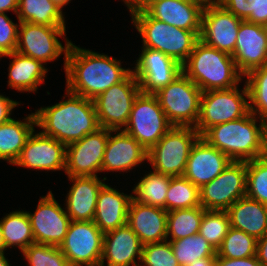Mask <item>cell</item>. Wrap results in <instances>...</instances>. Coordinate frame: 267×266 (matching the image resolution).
Masks as SVG:
<instances>
[{
  "mask_svg": "<svg viewBox=\"0 0 267 266\" xmlns=\"http://www.w3.org/2000/svg\"><path fill=\"white\" fill-rule=\"evenodd\" d=\"M4 254L5 253H0V266H11Z\"/></svg>",
  "mask_w": 267,
  "mask_h": 266,
  "instance_id": "54",
  "label": "cell"
},
{
  "mask_svg": "<svg viewBox=\"0 0 267 266\" xmlns=\"http://www.w3.org/2000/svg\"><path fill=\"white\" fill-rule=\"evenodd\" d=\"M182 71L202 92L233 88L244 78L232 55L210 47L201 40L182 65Z\"/></svg>",
  "mask_w": 267,
  "mask_h": 266,
  "instance_id": "3",
  "label": "cell"
},
{
  "mask_svg": "<svg viewBox=\"0 0 267 266\" xmlns=\"http://www.w3.org/2000/svg\"><path fill=\"white\" fill-rule=\"evenodd\" d=\"M205 3H212V2H218V0H202Z\"/></svg>",
  "mask_w": 267,
  "mask_h": 266,
  "instance_id": "55",
  "label": "cell"
},
{
  "mask_svg": "<svg viewBox=\"0 0 267 266\" xmlns=\"http://www.w3.org/2000/svg\"><path fill=\"white\" fill-rule=\"evenodd\" d=\"M2 57L13 59L8 67V87L21 93H36L38 86L44 83L46 73H48L45 65L17 51Z\"/></svg>",
  "mask_w": 267,
  "mask_h": 266,
  "instance_id": "27",
  "label": "cell"
},
{
  "mask_svg": "<svg viewBox=\"0 0 267 266\" xmlns=\"http://www.w3.org/2000/svg\"><path fill=\"white\" fill-rule=\"evenodd\" d=\"M144 48L160 51L181 65L188 59L201 32L188 31L152 18L145 10H129Z\"/></svg>",
  "mask_w": 267,
  "mask_h": 266,
  "instance_id": "5",
  "label": "cell"
},
{
  "mask_svg": "<svg viewBox=\"0 0 267 266\" xmlns=\"http://www.w3.org/2000/svg\"><path fill=\"white\" fill-rule=\"evenodd\" d=\"M201 89L183 72L154 95L173 126L194 127L200 116Z\"/></svg>",
  "mask_w": 267,
  "mask_h": 266,
  "instance_id": "7",
  "label": "cell"
},
{
  "mask_svg": "<svg viewBox=\"0 0 267 266\" xmlns=\"http://www.w3.org/2000/svg\"><path fill=\"white\" fill-rule=\"evenodd\" d=\"M124 2V4L127 6L128 5V1L127 0H122Z\"/></svg>",
  "mask_w": 267,
  "mask_h": 266,
  "instance_id": "57",
  "label": "cell"
},
{
  "mask_svg": "<svg viewBox=\"0 0 267 266\" xmlns=\"http://www.w3.org/2000/svg\"><path fill=\"white\" fill-rule=\"evenodd\" d=\"M202 0H158L144 10L152 17L171 26L201 32Z\"/></svg>",
  "mask_w": 267,
  "mask_h": 266,
  "instance_id": "22",
  "label": "cell"
},
{
  "mask_svg": "<svg viewBox=\"0 0 267 266\" xmlns=\"http://www.w3.org/2000/svg\"><path fill=\"white\" fill-rule=\"evenodd\" d=\"M109 129L98 128L81 140L66 145L65 175L68 177L95 176L102 172V161Z\"/></svg>",
  "mask_w": 267,
  "mask_h": 266,
  "instance_id": "14",
  "label": "cell"
},
{
  "mask_svg": "<svg viewBox=\"0 0 267 266\" xmlns=\"http://www.w3.org/2000/svg\"><path fill=\"white\" fill-rule=\"evenodd\" d=\"M132 199L133 194L121 193L104 184L97 196L93 222L103 233L126 225Z\"/></svg>",
  "mask_w": 267,
  "mask_h": 266,
  "instance_id": "26",
  "label": "cell"
},
{
  "mask_svg": "<svg viewBox=\"0 0 267 266\" xmlns=\"http://www.w3.org/2000/svg\"><path fill=\"white\" fill-rule=\"evenodd\" d=\"M267 22V0H257V24Z\"/></svg>",
  "mask_w": 267,
  "mask_h": 266,
  "instance_id": "47",
  "label": "cell"
},
{
  "mask_svg": "<svg viewBox=\"0 0 267 266\" xmlns=\"http://www.w3.org/2000/svg\"><path fill=\"white\" fill-rule=\"evenodd\" d=\"M200 134L194 127L173 126L149 151L153 171L170 177L184 175L190 150Z\"/></svg>",
  "mask_w": 267,
  "mask_h": 266,
  "instance_id": "6",
  "label": "cell"
},
{
  "mask_svg": "<svg viewBox=\"0 0 267 266\" xmlns=\"http://www.w3.org/2000/svg\"><path fill=\"white\" fill-rule=\"evenodd\" d=\"M66 95L52 106L35 111L36 126L41 132L68 145L95 132L99 127L93 100L73 94Z\"/></svg>",
  "mask_w": 267,
  "mask_h": 266,
  "instance_id": "2",
  "label": "cell"
},
{
  "mask_svg": "<svg viewBox=\"0 0 267 266\" xmlns=\"http://www.w3.org/2000/svg\"><path fill=\"white\" fill-rule=\"evenodd\" d=\"M142 248L139 237L127 224L108 231L104 233L100 266H105V261L107 266H139Z\"/></svg>",
  "mask_w": 267,
  "mask_h": 266,
  "instance_id": "23",
  "label": "cell"
},
{
  "mask_svg": "<svg viewBox=\"0 0 267 266\" xmlns=\"http://www.w3.org/2000/svg\"><path fill=\"white\" fill-rule=\"evenodd\" d=\"M239 72H249L267 64V33L264 25L243 20L239 26L236 46L232 55Z\"/></svg>",
  "mask_w": 267,
  "mask_h": 266,
  "instance_id": "19",
  "label": "cell"
},
{
  "mask_svg": "<svg viewBox=\"0 0 267 266\" xmlns=\"http://www.w3.org/2000/svg\"><path fill=\"white\" fill-rule=\"evenodd\" d=\"M168 212L160 207L148 206L131 200L127 225L139 237L142 245L167 240Z\"/></svg>",
  "mask_w": 267,
  "mask_h": 266,
  "instance_id": "24",
  "label": "cell"
},
{
  "mask_svg": "<svg viewBox=\"0 0 267 266\" xmlns=\"http://www.w3.org/2000/svg\"><path fill=\"white\" fill-rule=\"evenodd\" d=\"M180 266H187L197 259L215 257L216 250L200 234L170 241Z\"/></svg>",
  "mask_w": 267,
  "mask_h": 266,
  "instance_id": "35",
  "label": "cell"
},
{
  "mask_svg": "<svg viewBox=\"0 0 267 266\" xmlns=\"http://www.w3.org/2000/svg\"><path fill=\"white\" fill-rule=\"evenodd\" d=\"M22 254L29 266H70L58 246L33 243Z\"/></svg>",
  "mask_w": 267,
  "mask_h": 266,
  "instance_id": "40",
  "label": "cell"
},
{
  "mask_svg": "<svg viewBox=\"0 0 267 266\" xmlns=\"http://www.w3.org/2000/svg\"><path fill=\"white\" fill-rule=\"evenodd\" d=\"M264 29H265V31L267 33V22L264 24Z\"/></svg>",
  "mask_w": 267,
  "mask_h": 266,
  "instance_id": "56",
  "label": "cell"
},
{
  "mask_svg": "<svg viewBox=\"0 0 267 266\" xmlns=\"http://www.w3.org/2000/svg\"><path fill=\"white\" fill-rule=\"evenodd\" d=\"M242 21L218 2L206 3L202 13L200 40L233 55Z\"/></svg>",
  "mask_w": 267,
  "mask_h": 266,
  "instance_id": "16",
  "label": "cell"
},
{
  "mask_svg": "<svg viewBox=\"0 0 267 266\" xmlns=\"http://www.w3.org/2000/svg\"><path fill=\"white\" fill-rule=\"evenodd\" d=\"M244 77L249 92V111L259 119L267 116V64Z\"/></svg>",
  "mask_w": 267,
  "mask_h": 266,
  "instance_id": "36",
  "label": "cell"
},
{
  "mask_svg": "<svg viewBox=\"0 0 267 266\" xmlns=\"http://www.w3.org/2000/svg\"><path fill=\"white\" fill-rule=\"evenodd\" d=\"M19 105L18 101L0 94V125L11 119L13 109Z\"/></svg>",
  "mask_w": 267,
  "mask_h": 266,
  "instance_id": "45",
  "label": "cell"
},
{
  "mask_svg": "<svg viewBox=\"0 0 267 266\" xmlns=\"http://www.w3.org/2000/svg\"><path fill=\"white\" fill-rule=\"evenodd\" d=\"M187 266H216V256L197 259Z\"/></svg>",
  "mask_w": 267,
  "mask_h": 266,
  "instance_id": "51",
  "label": "cell"
},
{
  "mask_svg": "<svg viewBox=\"0 0 267 266\" xmlns=\"http://www.w3.org/2000/svg\"><path fill=\"white\" fill-rule=\"evenodd\" d=\"M230 228L227 211L206 210L199 233L217 251Z\"/></svg>",
  "mask_w": 267,
  "mask_h": 266,
  "instance_id": "38",
  "label": "cell"
},
{
  "mask_svg": "<svg viewBox=\"0 0 267 266\" xmlns=\"http://www.w3.org/2000/svg\"><path fill=\"white\" fill-rule=\"evenodd\" d=\"M246 197L267 205V158L246 162Z\"/></svg>",
  "mask_w": 267,
  "mask_h": 266,
  "instance_id": "39",
  "label": "cell"
},
{
  "mask_svg": "<svg viewBox=\"0 0 267 266\" xmlns=\"http://www.w3.org/2000/svg\"><path fill=\"white\" fill-rule=\"evenodd\" d=\"M243 86L241 90L236 86L202 93L200 116L195 126L200 136L214 125L237 120L249 112V92L246 83Z\"/></svg>",
  "mask_w": 267,
  "mask_h": 266,
  "instance_id": "8",
  "label": "cell"
},
{
  "mask_svg": "<svg viewBox=\"0 0 267 266\" xmlns=\"http://www.w3.org/2000/svg\"><path fill=\"white\" fill-rule=\"evenodd\" d=\"M141 49L132 73L142 93L155 94L183 72L182 65L166 54L149 48Z\"/></svg>",
  "mask_w": 267,
  "mask_h": 266,
  "instance_id": "17",
  "label": "cell"
},
{
  "mask_svg": "<svg viewBox=\"0 0 267 266\" xmlns=\"http://www.w3.org/2000/svg\"><path fill=\"white\" fill-rule=\"evenodd\" d=\"M257 239L247 233L229 228L221 246L216 251V256L235 259L256 255Z\"/></svg>",
  "mask_w": 267,
  "mask_h": 266,
  "instance_id": "37",
  "label": "cell"
},
{
  "mask_svg": "<svg viewBox=\"0 0 267 266\" xmlns=\"http://www.w3.org/2000/svg\"><path fill=\"white\" fill-rule=\"evenodd\" d=\"M13 165L47 172L65 171L66 145L34 130Z\"/></svg>",
  "mask_w": 267,
  "mask_h": 266,
  "instance_id": "18",
  "label": "cell"
},
{
  "mask_svg": "<svg viewBox=\"0 0 267 266\" xmlns=\"http://www.w3.org/2000/svg\"><path fill=\"white\" fill-rule=\"evenodd\" d=\"M256 256L263 266H267V233L257 239Z\"/></svg>",
  "mask_w": 267,
  "mask_h": 266,
  "instance_id": "46",
  "label": "cell"
},
{
  "mask_svg": "<svg viewBox=\"0 0 267 266\" xmlns=\"http://www.w3.org/2000/svg\"><path fill=\"white\" fill-rule=\"evenodd\" d=\"M6 245H5V240H4V236L2 234V229L0 226V253H5L6 251Z\"/></svg>",
  "mask_w": 267,
  "mask_h": 266,
  "instance_id": "52",
  "label": "cell"
},
{
  "mask_svg": "<svg viewBox=\"0 0 267 266\" xmlns=\"http://www.w3.org/2000/svg\"><path fill=\"white\" fill-rule=\"evenodd\" d=\"M113 132L116 133L113 135ZM112 133V134H111ZM148 152L124 130H109L102 161V172H124L147 161Z\"/></svg>",
  "mask_w": 267,
  "mask_h": 266,
  "instance_id": "21",
  "label": "cell"
},
{
  "mask_svg": "<svg viewBox=\"0 0 267 266\" xmlns=\"http://www.w3.org/2000/svg\"><path fill=\"white\" fill-rule=\"evenodd\" d=\"M19 24H15L6 13H0V59L16 51Z\"/></svg>",
  "mask_w": 267,
  "mask_h": 266,
  "instance_id": "42",
  "label": "cell"
},
{
  "mask_svg": "<svg viewBox=\"0 0 267 266\" xmlns=\"http://www.w3.org/2000/svg\"><path fill=\"white\" fill-rule=\"evenodd\" d=\"M2 234L6 249L17 247L21 253L31 244L35 243L31 223L27 212L24 210L7 213L0 220Z\"/></svg>",
  "mask_w": 267,
  "mask_h": 266,
  "instance_id": "31",
  "label": "cell"
},
{
  "mask_svg": "<svg viewBox=\"0 0 267 266\" xmlns=\"http://www.w3.org/2000/svg\"><path fill=\"white\" fill-rule=\"evenodd\" d=\"M68 179L73 184L65 199L67 215L71 221H93L97 196L107 180L106 177L102 180L95 176L68 177Z\"/></svg>",
  "mask_w": 267,
  "mask_h": 266,
  "instance_id": "25",
  "label": "cell"
},
{
  "mask_svg": "<svg viewBox=\"0 0 267 266\" xmlns=\"http://www.w3.org/2000/svg\"><path fill=\"white\" fill-rule=\"evenodd\" d=\"M66 26H46L20 22L16 51L42 62H54L64 53V69L66 68V55L71 45L66 36ZM65 39V46L59 38Z\"/></svg>",
  "mask_w": 267,
  "mask_h": 266,
  "instance_id": "10",
  "label": "cell"
},
{
  "mask_svg": "<svg viewBox=\"0 0 267 266\" xmlns=\"http://www.w3.org/2000/svg\"><path fill=\"white\" fill-rule=\"evenodd\" d=\"M245 161H231L223 172L200 189V204L205 210L226 211L246 196Z\"/></svg>",
  "mask_w": 267,
  "mask_h": 266,
  "instance_id": "12",
  "label": "cell"
},
{
  "mask_svg": "<svg viewBox=\"0 0 267 266\" xmlns=\"http://www.w3.org/2000/svg\"><path fill=\"white\" fill-rule=\"evenodd\" d=\"M158 0H130L127 8L129 10H144L150 3Z\"/></svg>",
  "mask_w": 267,
  "mask_h": 266,
  "instance_id": "49",
  "label": "cell"
},
{
  "mask_svg": "<svg viewBox=\"0 0 267 266\" xmlns=\"http://www.w3.org/2000/svg\"><path fill=\"white\" fill-rule=\"evenodd\" d=\"M139 266H180L168 240L143 245Z\"/></svg>",
  "mask_w": 267,
  "mask_h": 266,
  "instance_id": "41",
  "label": "cell"
},
{
  "mask_svg": "<svg viewBox=\"0 0 267 266\" xmlns=\"http://www.w3.org/2000/svg\"><path fill=\"white\" fill-rule=\"evenodd\" d=\"M64 72L65 90L93 100L111 86L123 81L132 69L122 67L117 58L71 43Z\"/></svg>",
  "mask_w": 267,
  "mask_h": 266,
  "instance_id": "1",
  "label": "cell"
},
{
  "mask_svg": "<svg viewBox=\"0 0 267 266\" xmlns=\"http://www.w3.org/2000/svg\"><path fill=\"white\" fill-rule=\"evenodd\" d=\"M140 93L138 80L131 72L123 81L93 99L99 127L124 130L134 101Z\"/></svg>",
  "mask_w": 267,
  "mask_h": 266,
  "instance_id": "9",
  "label": "cell"
},
{
  "mask_svg": "<svg viewBox=\"0 0 267 266\" xmlns=\"http://www.w3.org/2000/svg\"><path fill=\"white\" fill-rule=\"evenodd\" d=\"M172 127L157 97L141 92L134 101L124 131L148 152Z\"/></svg>",
  "mask_w": 267,
  "mask_h": 266,
  "instance_id": "11",
  "label": "cell"
},
{
  "mask_svg": "<svg viewBox=\"0 0 267 266\" xmlns=\"http://www.w3.org/2000/svg\"><path fill=\"white\" fill-rule=\"evenodd\" d=\"M104 233L93 221H71L59 246L70 266H100Z\"/></svg>",
  "mask_w": 267,
  "mask_h": 266,
  "instance_id": "13",
  "label": "cell"
},
{
  "mask_svg": "<svg viewBox=\"0 0 267 266\" xmlns=\"http://www.w3.org/2000/svg\"><path fill=\"white\" fill-rule=\"evenodd\" d=\"M231 161L200 136L190 150L183 176L200 189L219 176Z\"/></svg>",
  "mask_w": 267,
  "mask_h": 266,
  "instance_id": "20",
  "label": "cell"
},
{
  "mask_svg": "<svg viewBox=\"0 0 267 266\" xmlns=\"http://www.w3.org/2000/svg\"><path fill=\"white\" fill-rule=\"evenodd\" d=\"M53 3H55L59 9H63L67 4L70 3L71 0H51Z\"/></svg>",
  "mask_w": 267,
  "mask_h": 266,
  "instance_id": "53",
  "label": "cell"
},
{
  "mask_svg": "<svg viewBox=\"0 0 267 266\" xmlns=\"http://www.w3.org/2000/svg\"><path fill=\"white\" fill-rule=\"evenodd\" d=\"M64 12L51 0H18V22L46 26H66Z\"/></svg>",
  "mask_w": 267,
  "mask_h": 266,
  "instance_id": "30",
  "label": "cell"
},
{
  "mask_svg": "<svg viewBox=\"0 0 267 266\" xmlns=\"http://www.w3.org/2000/svg\"><path fill=\"white\" fill-rule=\"evenodd\" d=\"M262 127L263 157L267 158V116L260 118Z\"/></svg>",
  "mask_w": 267,
  "mask_h": 266,
  "instance_id": "50",
  "label": "cell"
},
{
  "mask_svg": "<svg viewBox=\"0 0 267 266\" xmlns=\"http://www.w3.org/2000/svg\"><path fill=\"white\" fill-rule=\"evenodd\" d=\"M18 0H0V13L13 11L17 14Z\"/></svg>",
  "mask_w": 267,
  "mask_h": 266,
  "instance_id": "48",
  "label": "cell"
},
{
  "mask_svg": "<svg viewBox=\"0 0 267 266\" xmlns=\"http://www.w3.org/2000/svg\"><path fill=\"white\" fill-rule=\"evenodd\" d=\"M40 198L34 213L26 211L35 243L59 247L67 234L70 217L56 201L52 191Z\"/></svg>",
  "mask_w": 267,
  "mask_h": 266,
  "instance_id": "15",
  "label": "cell"
},
{
  "mask_svg": "<svg viewBox=\"0 0 267 266\" xmlns=\"http://www.w3.org/2000/svg\"><path fill=\"white\" fill-rule=\"evenodd\" d=\"M200 204L199 188L184 176L170 177L166 197V211L188 209Z\"/></svg>",
  "mask_w": 267,
  "mask_h": 266,
  "instance_id": "34",
  "label": "cell"
},
{
  "mask_svg": "<svg viewBox=\"0 0 267 266\" xmlns=\"http://www.w3.org/2000/svg\"><path fill=\"white\" fill-rule=\"evenodd\" d=\"M216 266H263L257 256H251L246 258H225L216 256Z\"/></svg>",
  "mask_w": 267,
  "mask_h": 266,
  "instance_id": "44",
  "label": "cell"
},
{
  "mask_svg": "<svg viewBox=\"0 0 267 266\" xmlns=\"http://www.w3.org/2000/svg\"><path fill=\"white\" fill-rule=\"evenodd\" d=\"M170 176L150 171L134 186L133 199L139 203L166 210V197Z\"/></svg>",
  "mask_w": 267,
  "mask_h": 266,
  "instance_id": "32",
  "label": "cell"
},
{
  "mask_svg": "<svg viewBox=\"0 0 267 266\" xmlns=\"http://www.w3.org/2000/svg\"><path fill=\"white\" fill-rule=\"evenodd\" d=\"M205 211L202 206L168 211L167 240L174 241L198 234Z\"/></svg>",
  "mask_w": 267,
  "mask_h": 266,
  "instance_id": "33",
  "label": "cell"
},
{
  "mask_svg": "<svg viewBox=\"0 0 267 266\" xmlns=\"http://www.w3.org/2000/svg\"><path fill=\"white\" fill-rule=\"evenodd\" d=\"M218 3L241 20L257 24V0H218Z\"/></svg>",
  "mask_w": 267,
  "mask_h": 266,
  "instance_id": "43",
  "label": "cell"
},
{
  "mask_svg": "<svg viewBox=\"0 0 267 266\" xmlns=\"http://www.w3.org/2000/svg\"><path fill=\"white\" fill-rule=\"evenodd\" d=\"M250 111L237 120L214 125L201 137L232 161L263 157L261 120Z\"/></svg>",
  "mask_w": 267,
  "mask_h": 266,
  "instance_id": "4",
  "label": "cell"
},
{
  "mask_svg": "<svg viewBox=\"0 0 267 266\" xmlns=\"http://www.w3.org/2000/svg\"><path fill=\"white\" fill-rule=\"evenodd\" d=\"M26 116L24 121L11 118L0 125V160L11 165L18 159L27 139L35 130V113Z\"/></svg>",
  "mask_w": 267,
  "mask_h": 266,
  "instance_id": "29",
  "label": "cell"
},
{
  "mask_svg": "<svg viewBox=\"0 0 267 266\" xmlns=\"http://www.w3.org/2000/svg\"><path fill=\"white\" fill-rule=\"evenodd\" d=\"M226 211L230 219V227L256 239L267 233V205L245 196L238 199Z\"/></svg>",
  "mask_w": 267,
  "mask_h": 266,
  "instance_id": "28",
  "label": "cell"
}]
</instances>
